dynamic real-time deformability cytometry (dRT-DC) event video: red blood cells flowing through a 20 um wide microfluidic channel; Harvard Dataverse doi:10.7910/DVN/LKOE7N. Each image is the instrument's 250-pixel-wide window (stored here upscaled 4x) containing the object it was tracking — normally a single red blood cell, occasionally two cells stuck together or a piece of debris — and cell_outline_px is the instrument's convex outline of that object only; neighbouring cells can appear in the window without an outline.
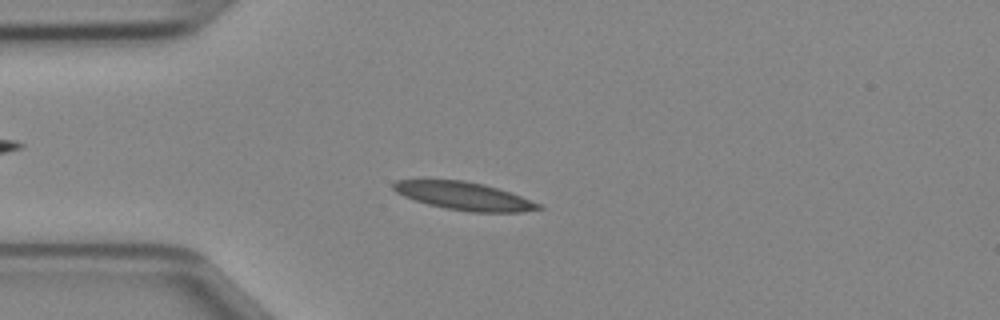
{"species": "Egyptian fruit bat (a non-hibernating species)", "species_latin": "Rousettus aegyptiacus", "temperature_condition": "cold", "stored_images_in_passage": 46, "camera_frame_rate_fps": 3000, "um_per_image_px": 0.085, "animal": {"sex": "female"}, "frame": {"image": 1, "passage_image": 11, "time_ms": 3.333, "image_size_px": [1000, 320], "cell_outline_px": [[544, 208], [520, 212], [472, 212], [444, 208], [428, 204], [404, 196], [396, 192], [392, 188], [392, 184], [396, 180], [464, 180], [484, 184], [512, 192], [540, 204]], "centroid_in_image_um": [39.46, 16.66], "position_along_channel_um": 45.5, "area_um2": 23.58}}
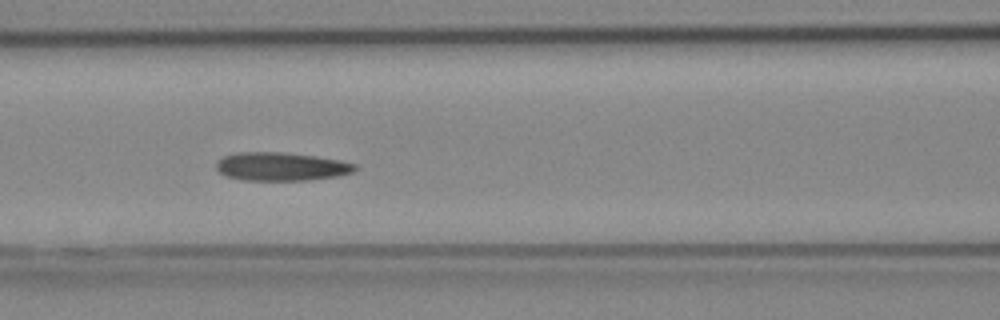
{"frame": {"image": 2, "passage_image": 19, "time_ms": 6.0, "image_size_px": [1000, 320], "cell_outline_px": [[356, 168], [352, 172], [340, 176], [308, 180], [244, 180], [228, 176], [220, 172], [216, 168], [216, 160], [224, 156], [236, 152], [284, 152], [316, 156], [340, 160], [356, 164]], "centroid_in_image_um": [23.9, 14.15], "position_along_channel_um": 142.7, "area_um2": 23.0}}
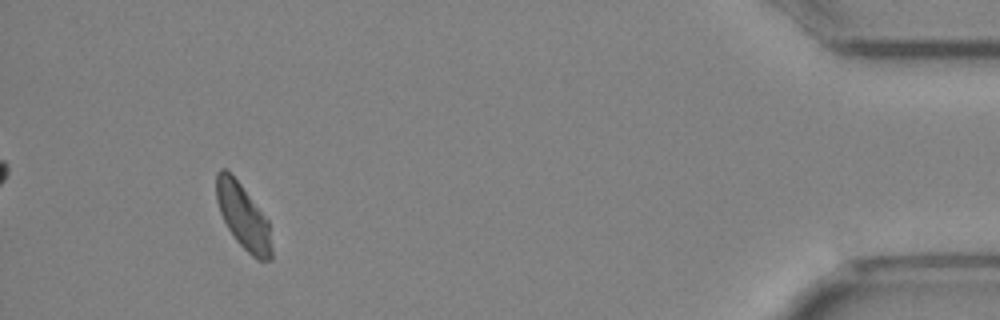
{"frame": {"image": 3, "passage_image": 43, "time_ms": 14.0, "image_size_px": [1000, 320], "cell_outline_px": [[272, 260], [256, 260], [236, 240], [228, 228], [220, 212], [216, 200], [216, 172], [220, 168], [224, 168], [240, 184], [268, 220], [272, 248]], "centroid_in_image_um": [20.67, 18.43], "position_along_channel_um": 414.5, "area_um2": 20.63}}